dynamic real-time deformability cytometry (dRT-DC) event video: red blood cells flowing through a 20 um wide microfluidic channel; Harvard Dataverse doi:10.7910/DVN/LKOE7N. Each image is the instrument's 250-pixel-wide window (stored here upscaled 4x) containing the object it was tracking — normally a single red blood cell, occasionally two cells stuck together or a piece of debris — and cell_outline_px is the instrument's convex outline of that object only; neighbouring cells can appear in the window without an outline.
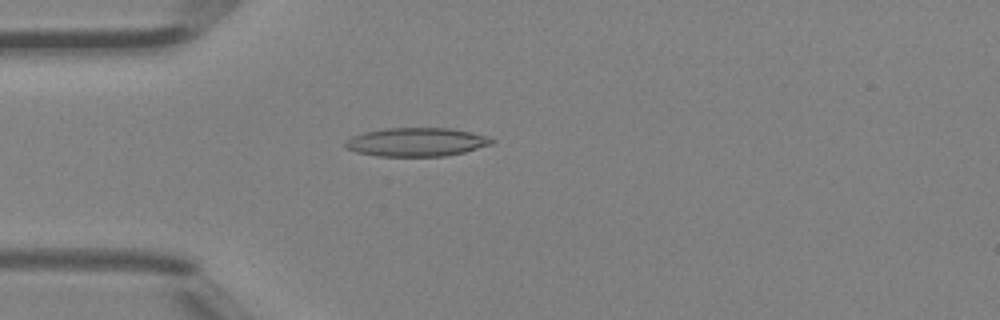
{"species": "Egyptian fruit bat (a non-hibernating species)", "species_latin": "Rousettus aegyptiacus", "temperature_condition": "room temperature", "stored_images_in_passage": 4, "camera_frame_rate_fps": 3000, "um_per_image_px": 0.085, "animal": {"sex": "female"}, "frame": {"image": 1, "passage_image": 4, "time_ms": 1.0, "image_size_px": [1000, 320], "cell_outline_px": [[496, 140], [492, 144], [464, 152], [444, 156], [376, 156], [356, 152], [348, 148], [344, 144], [352, 136], [364, 132], [384, 128], [448, 128], [472, 132], [488, 136]], "centroid_in_image_um": [35.43, 12.07], "position_along_channel_um": 49.6, "area_um2": 24.39}}